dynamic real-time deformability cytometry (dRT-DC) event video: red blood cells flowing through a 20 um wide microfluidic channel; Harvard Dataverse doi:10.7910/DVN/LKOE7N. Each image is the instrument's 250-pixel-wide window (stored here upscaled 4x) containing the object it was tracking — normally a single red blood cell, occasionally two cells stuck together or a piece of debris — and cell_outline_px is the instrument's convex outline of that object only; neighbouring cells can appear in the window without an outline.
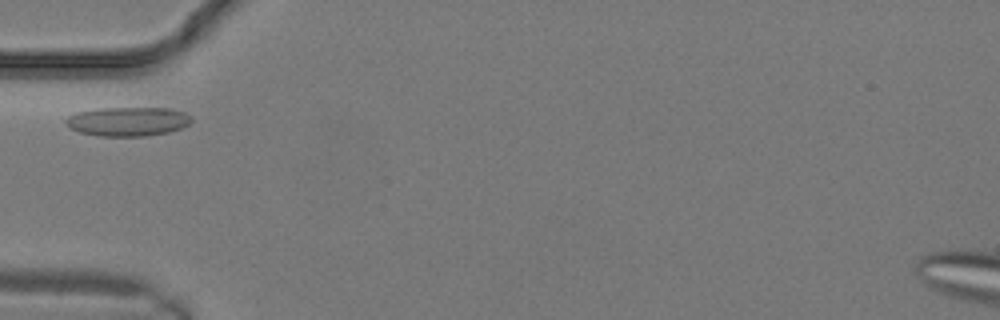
{"species": "common noctule bat (a hibernating species)", "species_latin": "Nyctalus noctula", "temperature_condition": "warm", "stored_images_in_passage": 17, "camera_frame_rate_fps": 3000, "um_per_image_px": 0.085, "animal": {"sex": "male", "body_mass_g": 19.2, "forearm_length_mm": 51.8}, "frame": {"image": 1, "passage_image": 2, "time_ms": 0.333, "image_size_px": [1000, 320], "cell_outline_px": [[192, 120], [188, 124], [180, 128], [168, 132], [144, 136], [96, 136], [80, 132], [64, 124], [64, 120], [68, 116], [76, 112], [100, 108], [168, 108], [184, 112], [192, 116]], "centroid_in_image_um": [10.84, 10.32], "position_along_channel_um": 74.2, "area_um2": 21.33}}
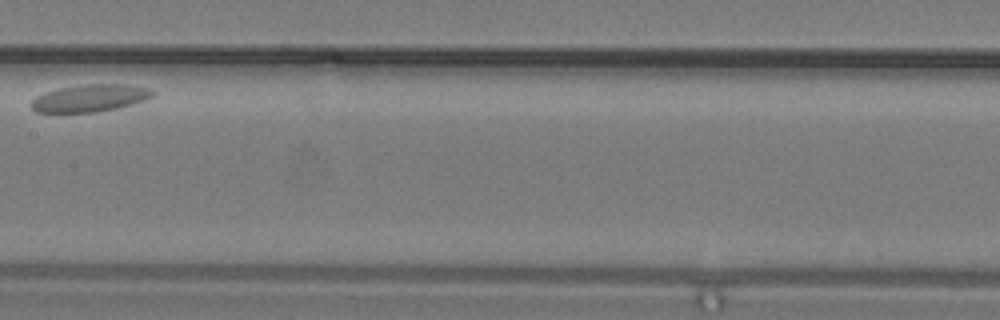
{"frame": {"image": 2, "passage_image": 8, "time_ms": 2.333, "image_size_px": [1000, 320], "cell_outline_px": [[156, 92], [152, 96], [144, 100], [132, 104], [100, 112], [36, 112], [28, 104], [36, 96], [44, 92], [60, 88], [84, 84], [128, 84], [148, 88]], "centroid_in_image_um": [7.63, 8.33], "position_along_channel_um": 199.8, "area_um2": 19.36}}
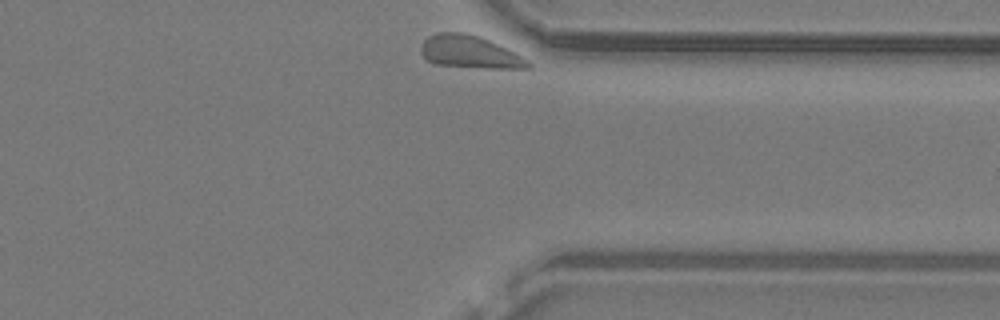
{"frame": {"image": 3, "passage_image": 17, "time_ms": 5.333, "image_size_px": [1000, 320], "cell_outline_px": [[532, 68], [488, 68], [432, 64], [420, 52], [420, 48], [424, 40], [428, 36], [436, 32], [464, 32], [480, 36], [508, 48], [516, 52], [528, 60], [532, 64]], "centroid_in_image_um": [39.94, 4.4], "position_along_channel_um": 371.5, "area_um2": 20.58}}